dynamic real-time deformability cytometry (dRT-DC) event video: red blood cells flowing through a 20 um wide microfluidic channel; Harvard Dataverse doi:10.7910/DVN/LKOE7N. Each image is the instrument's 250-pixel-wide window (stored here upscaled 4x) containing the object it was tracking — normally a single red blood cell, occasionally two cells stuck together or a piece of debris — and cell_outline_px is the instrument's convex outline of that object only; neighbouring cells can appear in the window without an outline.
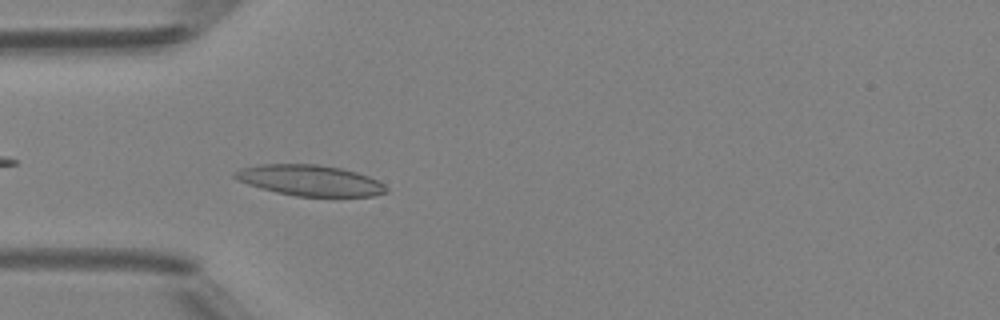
{"species": "Egyptian fruit bat (a non-hibernating species)", "species_latin": "Rousettus aegyptiacus", "temperature_condition": "room temperature", "stored_images_in_passage": 38, "camera_frame_rate_fps": 3000, "um_per_image_px": 0.085, "animal": {"sex": "female"}, "frame": {"image": 1, "passage_image": 4, "time_ms": 1.0, "image_size_px": [1000, 320], "cell_outline_px": [[388, 192], [372, 196], [296, 196], [276, 192], [260, 188], [236, 180], [232, 176], [232, 172], [240, 168], [260, 164], [320, 164], [340, 168], [356, 172], [368, 176], [384, 184], [388, 188]], "centroid_in_image_um": [26.3, 15.33], "position_along_channel_um": 58.7, "area_um2": 27.28}}
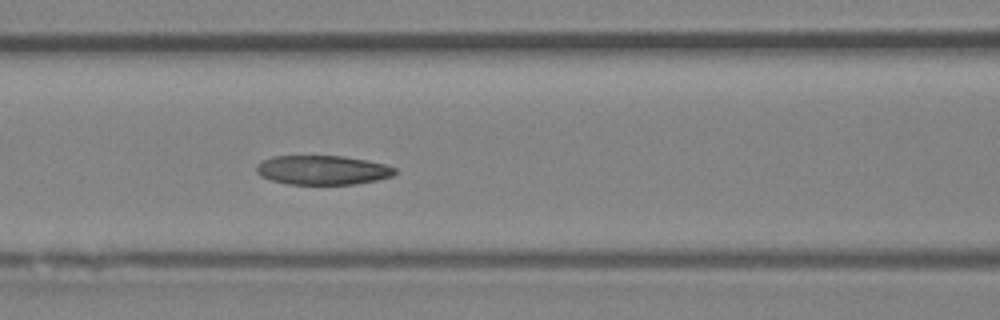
{"frame": {"image": 2, "passage_image": 10, "time_ms": 3.0, "image_size_px": [1000, 320], "cell_outline_px": [[396, 172], [392, 176], [376, 180], [356, 184], [288, 184], [272, 180], [260, 176], [256, 172], [256, 164], [272, 156], [344, 156], [384, 164], [396, 168]], "centroid_in_image_um": [27.39, 14.45], "position_along_channel_um": 139.2, "area_um2": 23.52}}
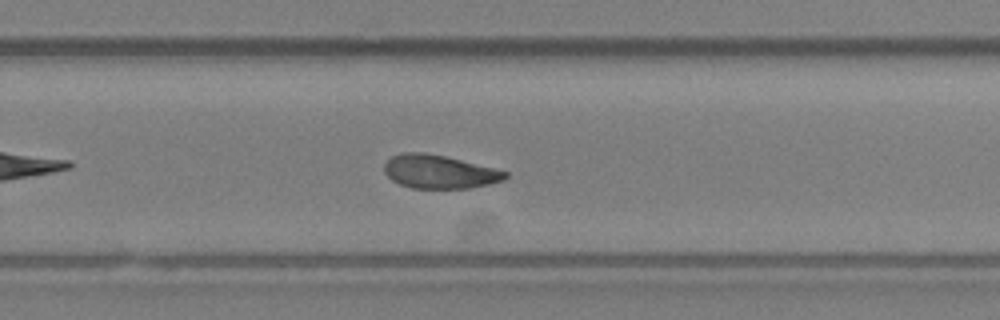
{"frame": {"image": 3, "passage_image": 21, "time_ms": 6.667, "image_size_px": [1000, 320], "cell_outline_px": [[508, 176], [504, 180], [488, 184], [468, 188], [412, 188], [400, 184], [392, 180], [384, 172], [384, 164], [392, 156], [404, 152], [424, 152], [444, 156], [508, 172]], "centroid_in_image_um": [37.31, 14.6], "position_along_channel_um": 292.5, "area_um2": 23.29}, "authors_computed_cell_mechanics": {"area_um2": 24.2471, "velocity_mm_per_s": 4.2025, "shape_relaxation_time_tau1_ms": null, "shape_relaxation_time_tau2_ms": 4.4802, "deformation_change_tau1": null, "deformation_change_tau2": 0.1072}}